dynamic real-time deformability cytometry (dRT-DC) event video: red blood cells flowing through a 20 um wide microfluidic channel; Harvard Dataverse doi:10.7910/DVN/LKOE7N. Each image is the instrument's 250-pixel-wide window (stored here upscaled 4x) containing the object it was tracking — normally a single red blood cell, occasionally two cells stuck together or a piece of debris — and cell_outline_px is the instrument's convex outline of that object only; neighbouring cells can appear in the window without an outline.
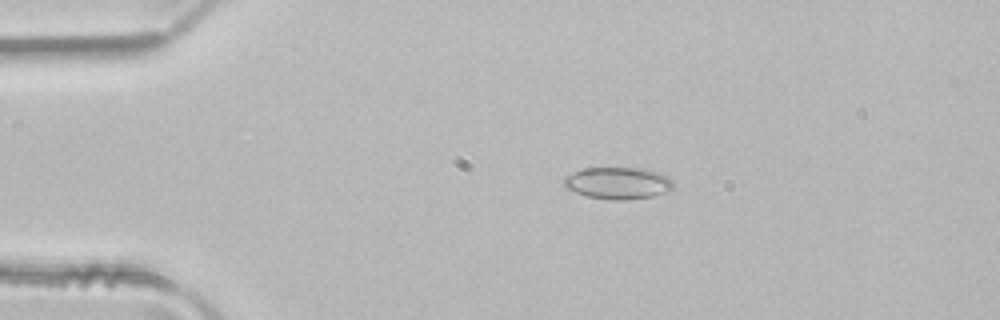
{"species": "common noctule bat (a hibernating species)", "species_latin": "Nyctalus noctula", "temperature_condition": "room temperature", "stored_images_in_passage": 2, "camera_frame_rate_fps": 3000, "um_per_image_px": 0.085, "animal": {"sex": "male", "body_mass_g": 21.5, "forearm_length_mm": 52.0}, "frame": {"image": 1, "passage_image": 1, "time_ms": 0.0, "image_size_px": [1000, 320], "cell_outline_px": [[672, 188], [668, 192], [652, 196], [624, 200], [612, 200], [588, 196], [564, 188], [564, 176], [572, 172], [584, 168], [644, 168], [660, 172], [668, 176], [672, 180]], "centroid_in_image_um": [52.53, 15.55], "position_along_channel_um": 32.5, "area_um2": 20.46}}